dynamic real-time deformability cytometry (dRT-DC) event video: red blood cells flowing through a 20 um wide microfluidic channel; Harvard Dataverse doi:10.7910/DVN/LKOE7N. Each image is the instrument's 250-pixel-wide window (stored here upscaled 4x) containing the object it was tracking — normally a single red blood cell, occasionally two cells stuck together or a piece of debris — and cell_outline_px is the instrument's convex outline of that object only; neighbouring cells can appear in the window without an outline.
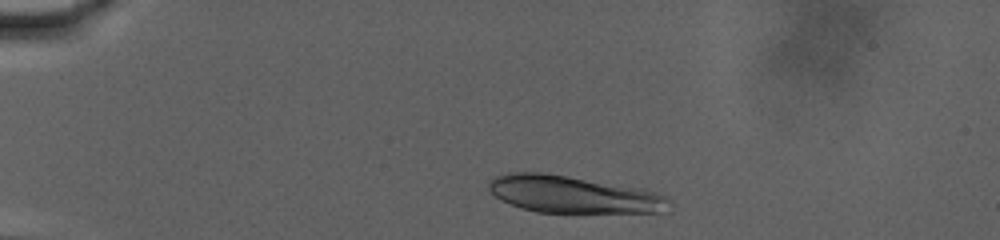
{"species": "human", "species_latin": "Homo sapiens", "temperature_condition": "warm", "stored_images_in_passage": 59, "camera_frame_rate_fps": 3000, "um_per_image_px": 0.085, "donor": {"sex": "male"}, "frame": {"image": 1, "passage_image": 6, "time_ms": 1.667, "image_size_px": [1000, 240], "cell_outline_px": [[672, 200], [660, 212], [536, 212], [520, 208], [500, 200], [488, 188], [488, 184], [496, 176], [508, 172], [544, 172], [644, 188], [656, 192]], "centroid_in_image_um": [48.69, 16.51], "position_along_channel_um": 36.3, "area_um2": 38.96}}
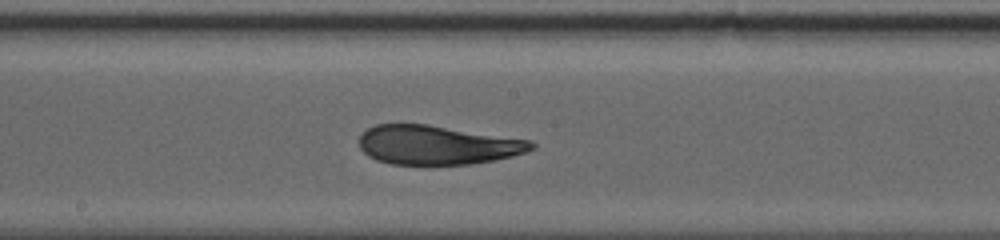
{"frame": {"image": 2, "passage_image": 32, "time_ms": 10.333, "image_size_px": [1000, 240], "cell_outline_px": [[536, 148], [512, 156], [492, 160], [468, 164], [392, 164], [376, 160], [368, 156], [360, 148], [360, 132], [376, 124], [428, 124], [532, 140], [536, 144]], "centroid_in_image_um": [37.16, 12.31], "position_along_channel_um": 211.0, "area_um2": 39.3}}
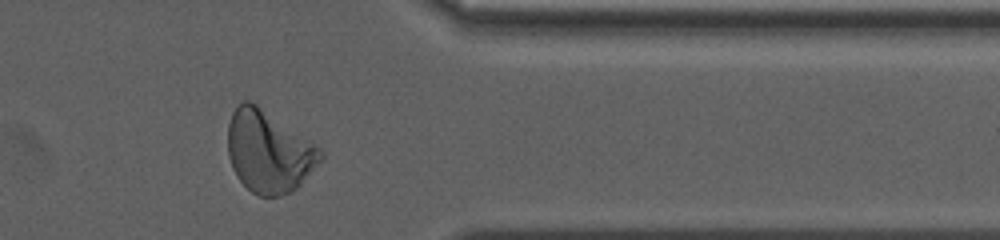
{"frame": {"image": 3, "passage_image": 52, "time_ms": 17.0, "image_size_px": [1000, 240], "cell_outline_px": [[324, 156], [300, 184], [296, 188], [280, 196], [260, 196], [252, 192], [236, 176], [232, 168], [228, 156], [228, 124], [232, 112], [244, 100], [248, 100], [256, 104], [320, 148], [324, 152]], "centroid_in_image_um": [22.81, 12.9], "position_along_channel_um": 388.6, "area_um2": 43.52}, "authors_computed_cell_mechanics": {"area_um2": 40.4022, "velocity_mm_per_s": 2.7875, "shape_relaxation_time_tau1_ms": 11.1427, "shape_relaxation_time_tau2_ms": 2.6632, "deformation_change_tau1": 0.2478, "deformation_change_tau2": 0.075}}